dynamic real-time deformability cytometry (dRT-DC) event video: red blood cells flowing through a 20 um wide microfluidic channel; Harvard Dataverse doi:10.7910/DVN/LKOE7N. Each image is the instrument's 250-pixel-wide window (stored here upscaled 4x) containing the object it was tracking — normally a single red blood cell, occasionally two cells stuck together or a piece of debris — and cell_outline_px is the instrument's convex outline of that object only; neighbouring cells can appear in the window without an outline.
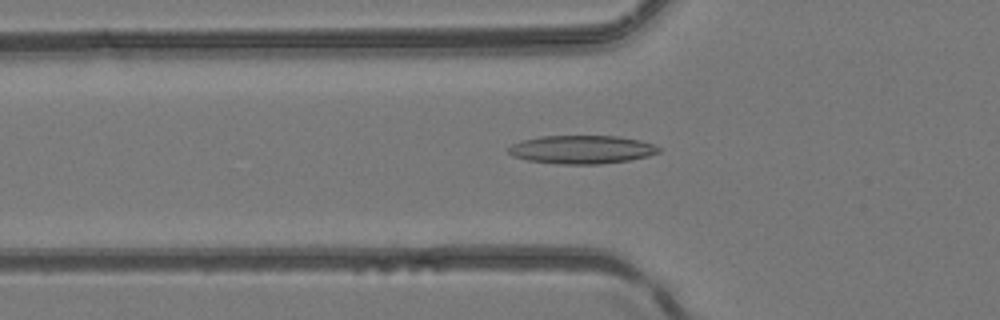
{"species": "common noctule bat (a hibernating species)", "species_latin": "Nyctalus noctula", "temperature_condition": "room temperature", "stored_images_in_passage": 47, "camera_frame_rate_fps": 3000, "um_per_image_px": 0.085, "animal": {"sex": "female", "body_mass_g": 24.6, "forearm_length_mm": 56.2}, "frame": {"image": 1, "passage_image": 17, "time_ms": 5.333, "image_size_px": [1000, 320], "cell_outline_px": [[660, 152], [648, 156], [628, 160], [600, 164], [560, 164], [528, 160], [512, 156], [508, 152], [508, 148], [512, 144], [524, 140], [540, 136], [620, 136], [640, 140], [652, 144], [660, 148]], "centroid_in_image_um": [49.45, 12.71], "position_along_channel_um": 76.4, "area_um2": 24.74}}
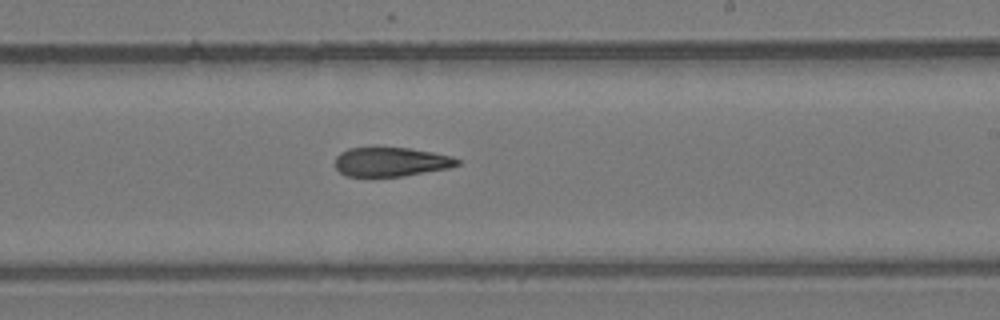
{"frame": {"image": 2, "passage_image": 29, "time_ms": 9.333, "image_size_px": [1000, 320], "cell_outline_px": [[460, 164], [448, 168], [404, 176], [344, 176], [336, 168], [336, 156], [340, 152], [348, 148], [372, 144], [408, 148], [432, 152], [452, 156], [460, 160]], "centroid_in_image_um": [33.18, 13.71], "position_along_channel_um": 255.8, "area_um2": 21.5}}
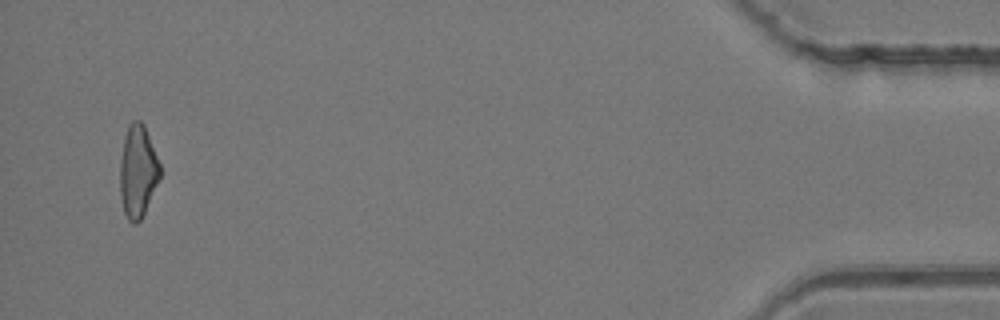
{"frame": {"image": 3, "passage_image": 46, "time_ms": 15.0, "image_size_px": [1000, 320], "cell_outline_px": [[160, 176], [144, 212], [140, 220], [136, 224], [132, 224], [128, 220], [124, 212], [120, 196], [120, 160], [124, 136], [128, 124], [132, 120], [140, 120], [144, 124], [160, 164]], "centroid_in_image_um": [11.69, 14.54], "position_along_channel_um": 423.5, "area_um2": 21.44}}